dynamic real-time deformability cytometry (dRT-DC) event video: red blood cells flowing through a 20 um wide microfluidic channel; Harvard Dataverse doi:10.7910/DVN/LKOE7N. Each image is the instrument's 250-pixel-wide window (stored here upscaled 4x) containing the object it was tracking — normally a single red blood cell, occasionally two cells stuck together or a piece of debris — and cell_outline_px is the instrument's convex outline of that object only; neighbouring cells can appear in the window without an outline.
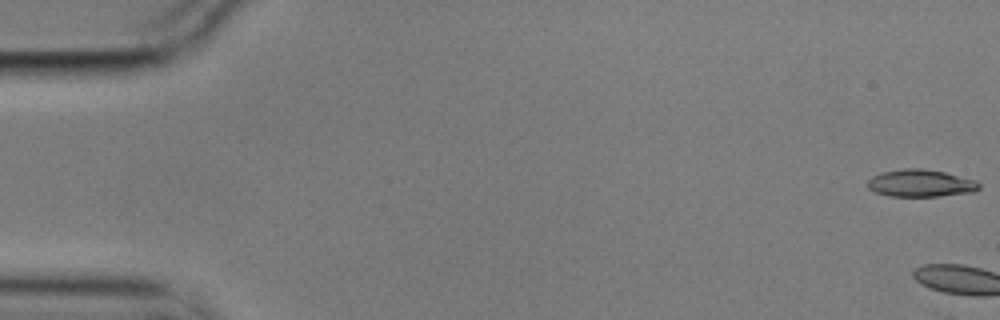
{"species": "common noctule bat (a hibernating species)", "species_latin": "Nyctalus noctula", "temperature_condition": "cold", "stored_images_in_passage": 6, "camera_frame_rate_fps": 3000, "um_per_image_px": 0.085, "animal": {"sex": "male", "body_mass_g": 17.9}, "frame": {"image": 1, "passage_image": 1, "time_ms": 0.0, "image_size_px": [1000, 320], "cell_outline_px": [[980, 188], [972, 192], [940, 196], [892, 196], [876, 192], [868, 188], [868, 180], [872, 176], [884, 172], [904, 168], [920, 168], [944, 172], [976, 180], [980, 184]], "centroid_in_image_um": [78.27, 15.57], "position_along_channel_um": 6.7, "area_um2": 17.57}}